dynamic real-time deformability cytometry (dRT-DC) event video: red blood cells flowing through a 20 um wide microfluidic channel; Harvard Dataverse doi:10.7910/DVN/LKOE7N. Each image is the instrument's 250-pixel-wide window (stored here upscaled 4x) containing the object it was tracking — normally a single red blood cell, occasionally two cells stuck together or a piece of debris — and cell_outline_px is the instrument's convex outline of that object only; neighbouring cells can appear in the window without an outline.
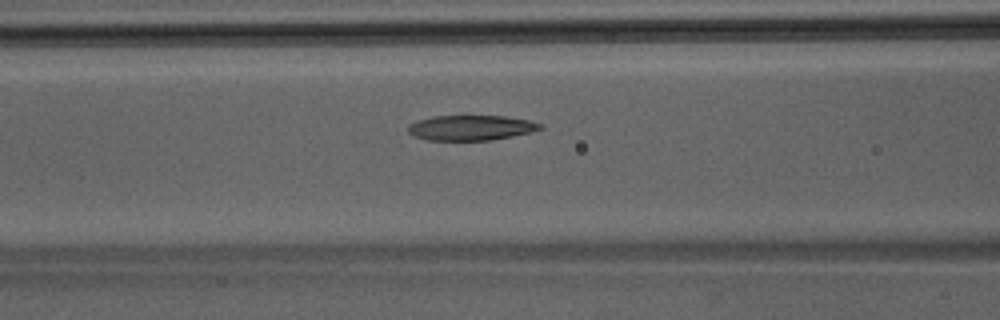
{"species": "Egyptian fruit bat (a non-hibernating species)", "species_latin": "Rousettus aegyptiacus", "temperature_condition": "room temperature", "stored_images_in_passage": 43, "camera_frame_rate_fps": 3000, "um_per_image_px": 0.085, "animal": {"sex": "male"}, "frame": {"image": 1, "passage_image": 16, "time_ms": 5.0, "image_size_px": [1000, 320], "cell_outline_px": [[544, 128], [532, 132], [492, 140], [428, 140], [416, 136], [408, 132], [408, 124], [416, 120], [436, 116], [504, 116], [528, 120], [544, 124]], "centroid_in_image_um": [40.06, 10.85], "position_along_channel_um": 126.5, "area_um2": 19.36}}
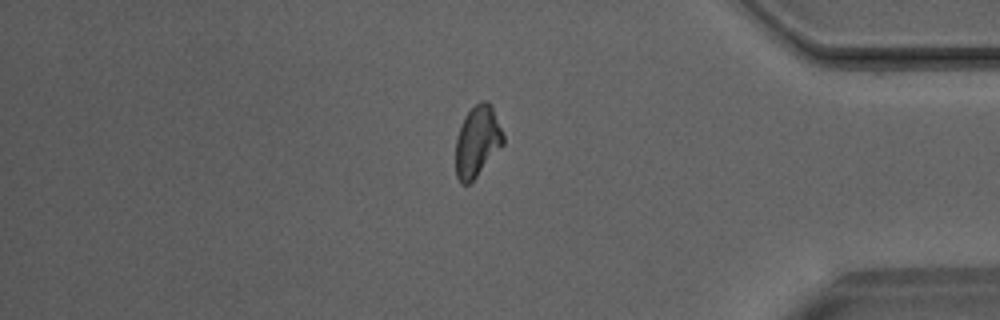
{"frame": {"image": 2, "passage_image": 36, "time_ms": 11.667, "image_size_px": [1000, 320], "cell_outline_px": [[504, 144], [476, 176], [468, 184], [460, 184], [456, 176], [456, 136], [464, 116], [480, 100], [488, 100], [492, 104], [504, 136]], "centroid_in_image_um": [40.57, 11.98], "position_along_channel_um": 394.6, "area_um2": 19.71}}
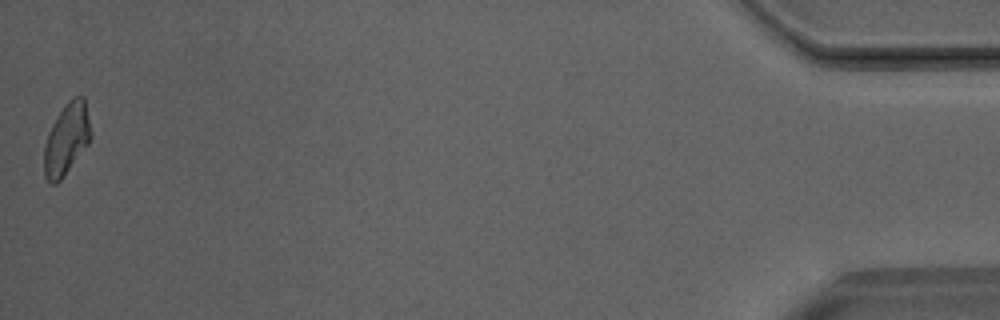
{"frame": {"image": 3, "passage_image": 43, "time_ms": 14.0, "image_size_px": [1000, 320], "cell_outline_px": [[92, 136], [88, 144], [64, 176], [56, 184], [52, 184], [44, 176], [44, 144], [48, 132], [56, 116], [64, 104], [72, 96], [84, 96], [92, 132]], "centroid_in_image_um": [5.66, 11.79], "position_along_channel_um": 429.5, "area_um2": 19.71}}